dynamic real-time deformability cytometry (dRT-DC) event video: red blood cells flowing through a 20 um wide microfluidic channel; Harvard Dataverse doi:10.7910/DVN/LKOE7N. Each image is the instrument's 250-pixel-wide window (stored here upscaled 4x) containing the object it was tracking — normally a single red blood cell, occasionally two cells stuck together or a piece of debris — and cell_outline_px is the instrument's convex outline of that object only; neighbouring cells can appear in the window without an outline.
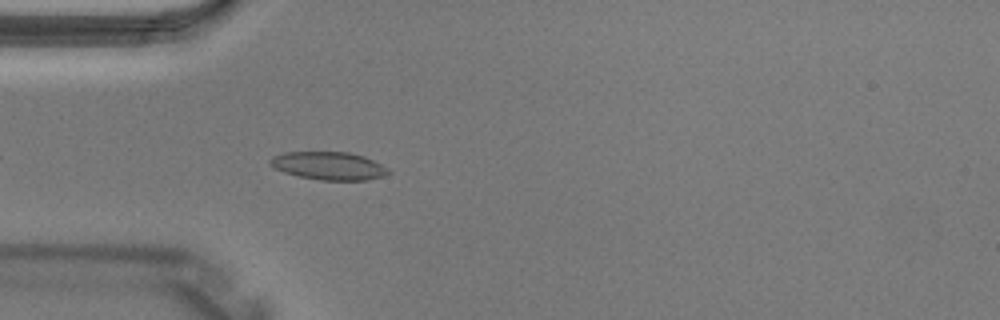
{"species": "Egyptian fruit bat (a non-hibernating species)", "species_latin": "Rousettus aegyptiacus", "temperature_condition": "warm", "stored_images_in_passage": 4, "camera_frame_rate_fps": 3000, "um_per_image_px": 0.085, "animal": {"sex": "male"}, "frame": {"image": 1, "passage_image": 4, "time_ms": 1.0, "image_size_px": [1000, 320], "cell_outline_px": [[392, 172], [368, 180], [320, 180], [300, 176], [284, 172], [268, 164], [268, 160], [272, 156], [284, 152], [348, 152], [364, 156], [388, 168]], "centroid_in_image_um": [27.92, 14.08], "position_along_channel_um": 57.1, "area_um2": 19.19}}